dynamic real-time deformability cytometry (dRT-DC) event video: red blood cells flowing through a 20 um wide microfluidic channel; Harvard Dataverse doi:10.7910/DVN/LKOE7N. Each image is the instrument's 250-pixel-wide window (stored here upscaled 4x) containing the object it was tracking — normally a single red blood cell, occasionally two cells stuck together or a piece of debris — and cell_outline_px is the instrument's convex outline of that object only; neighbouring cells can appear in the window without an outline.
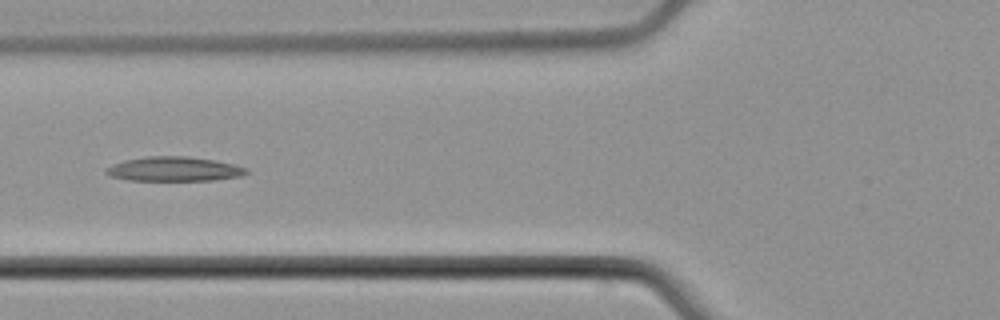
{"species": "common noctule bat (a hibernating species)", "species_latin": "Nyctalus noctula", "temperature_condition": "cold", "stored_images_in_passage": 6, "camera_frame_rate_fps": 3000, "um_per_image_px": 0.085, "animal": {"sex": "male", "body_mass_g": 21.5, "forearm_length_mm": 52.0}, "frame": {"image": 1, "passage_image": 6, "time_ms": 7.0, "image_size_px": [1000, 320], "cell_outline_px": [[248, 172], [240, 176], [212, 180], [128, 180], [108, 176], [104, 172], [104, 168], [112, 164], [124, 160], [144, 156], [188, 156], [216, 160], [248, 168]], "centroid_in_image_um": [14.73, 14.36], "position_along_channel_um": 111.1, "area_um2": 20.11}}